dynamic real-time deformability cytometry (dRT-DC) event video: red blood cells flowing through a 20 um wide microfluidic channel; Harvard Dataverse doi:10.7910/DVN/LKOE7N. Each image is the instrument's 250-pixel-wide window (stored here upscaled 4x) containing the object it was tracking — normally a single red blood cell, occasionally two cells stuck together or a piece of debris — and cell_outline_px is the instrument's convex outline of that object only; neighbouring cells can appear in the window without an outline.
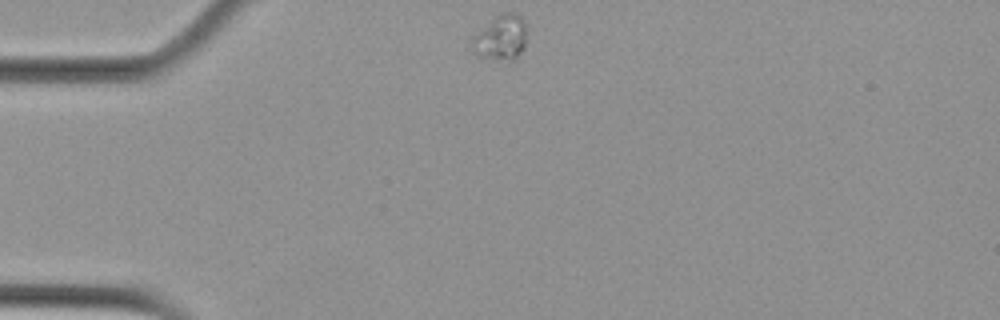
{"species": "Egyptian fruit bat (a non-hibernating species)", "species_latin": "Rousettus aegyptiacus", "temperature_condition": "cold", "stored_images_in_passage": 2, "camera_frame_rate_fps": 3000, "um_per_image_px": 0.085, "animal": {"sex": "female"}, "frame": {"image": 1, "passage_image": 1, "time_ms": 0.0, "image_size_px": [1000, 320], "cell_outline_px": [[524, 48], [516, 60], [508, 64], [476, 56], [472, 44], [472, 36], [500, 12], [516, 12], [524, 20]], "centroid_in_image_um": [42.56, 3.26], "position_along_channel_um": 42.4, "area_um2": 14.85}}